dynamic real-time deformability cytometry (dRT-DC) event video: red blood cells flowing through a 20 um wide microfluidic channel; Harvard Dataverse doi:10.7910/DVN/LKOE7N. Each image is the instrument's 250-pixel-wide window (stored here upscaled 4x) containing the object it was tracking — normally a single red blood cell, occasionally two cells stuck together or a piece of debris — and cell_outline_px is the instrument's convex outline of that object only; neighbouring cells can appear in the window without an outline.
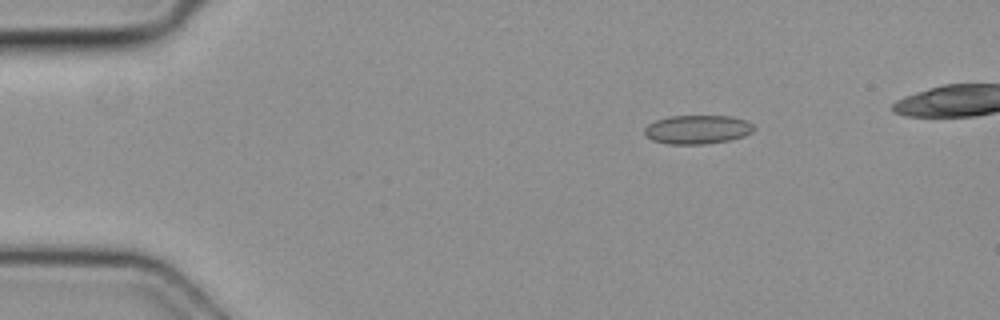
{"species": "common noctule bat (a hibernating species)", "species_latin": "Nyctalus noctula", "temperature_condition": "cold", "stored_images_in_passage": 5, "camera_frame_rate_fps": 3000, "um_per_image_px": 0.085, "animal": {"sex": "female", "body_mass_g": 19.3, "forearm_length_mm": 54.1}, "frame": {"image": 1, "passage_image": 2, "time_ms": 0.333, "image_size_px": [1000, 320], "cell_outline_px": [[756, 128], [752, 132], [744, 136], [728, 140], [704, 144], [668, 144], [652, 140], [644, 136], [644, 128], [648, 124], [656, 120], [668, 116], [732, 116], [748, 120]], "centroid_in_image_um": [59.28, 11.0], "position_along_channel_um": 25.7, "area_um2": 18.55}}